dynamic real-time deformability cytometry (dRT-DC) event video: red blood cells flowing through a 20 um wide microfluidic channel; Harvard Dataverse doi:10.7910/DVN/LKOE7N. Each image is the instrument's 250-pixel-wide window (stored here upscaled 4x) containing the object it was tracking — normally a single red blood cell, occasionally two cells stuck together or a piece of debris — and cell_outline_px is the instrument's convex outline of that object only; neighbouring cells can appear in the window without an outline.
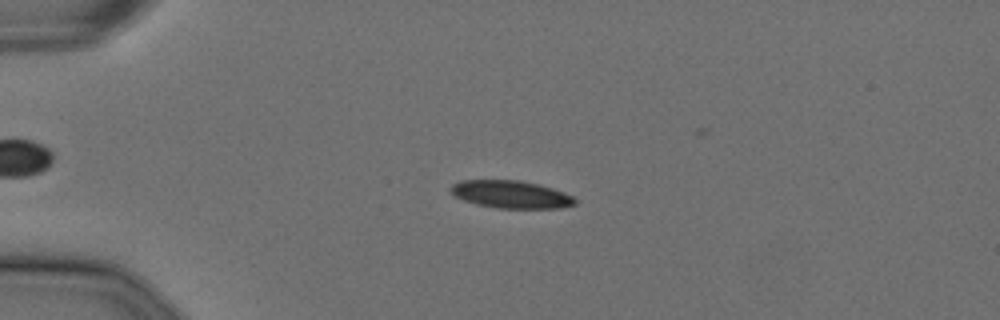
{"species": "Egyptian fruit bat (a non-hibernating species)", "species_latin": "Rousettus aegyptiacus", "temperature_condition": "cold", "stored_images_in_passage": 56, "camera_frame_rate_fps": 3000, "um_per_image_px": 0.085, "animal": {"sex": "female"}, "frame": {"image": 1, "passage_image": 14, "time_ms": 4.333, "image_size_px": [1000, 320], "cell_outline_px": [[576, 204], [560, 208], [496, 208], [476, 204], [452, 196], [448, 188], [452, 184], [460, 180], [516, 180], [536, 184], [552, 188], [564, 192], [572, 196], [576, 200]], "centroid_in_image_um": [43.37, 16.52], "position_along_channel_um": 41.6, "area_um2": 20.06}}
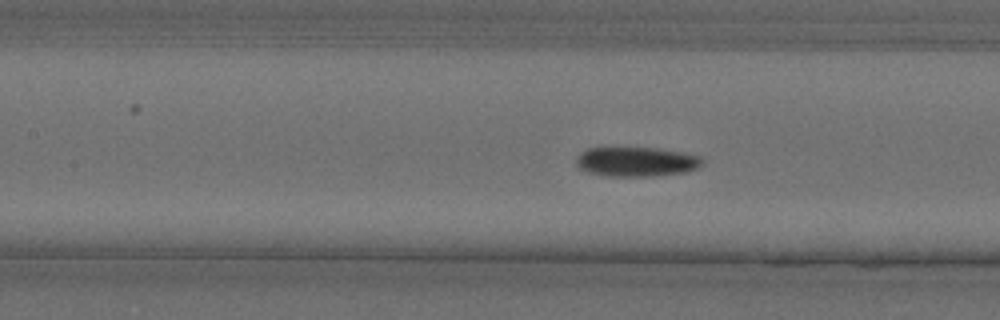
{"frame": {"image": 2, "passage_image": 26, "time_ms": 8.333, "image_size_px": [1000, 320], "cell_outline_px": [[704, 164], [688, 172], [652, 176], [612, 176], [592, 172], [580, 168], [576, 164], [576, 156], [580, 152], [588, 148], [656, 148], [680, 152], [700, 156], [704, 160]], "centroid_in_image_um": [54.13, 13.74], "position_along_channel_um": 153.3, "area_um2": 21.56}}
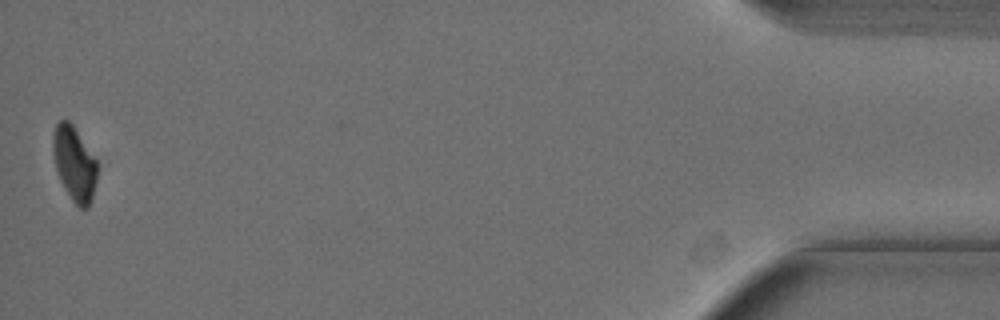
{"frame": {"image": 3, "passage_image": 56, "time_ms": 18.333, "image_size_px": [1000, 320], "cell_outline_px": [[96, 180], [92, 200], [88, 208], [80, 208], [72, 200], [64, 188], [56, 172], [52, 152], [52, 136], [56, 124], [60, 120], [68, 120], [72, 124], [96, 160]], "centroid_in_image_um": [6.29, 13.92], "position_along_channel_um": 428.9, "area_um2": 19.13}, "authors_computed_cell_mechanics": {"area_um2": 21.2126, "velocity_mm_per_s": 3.6043, "shape_relaxation_time_tau1_ms": 8.6204, "shape_relaxation_time_tau2_ms": null, "deformation_change_tau1": 0.1555, "deformation_change_tau2": null}}